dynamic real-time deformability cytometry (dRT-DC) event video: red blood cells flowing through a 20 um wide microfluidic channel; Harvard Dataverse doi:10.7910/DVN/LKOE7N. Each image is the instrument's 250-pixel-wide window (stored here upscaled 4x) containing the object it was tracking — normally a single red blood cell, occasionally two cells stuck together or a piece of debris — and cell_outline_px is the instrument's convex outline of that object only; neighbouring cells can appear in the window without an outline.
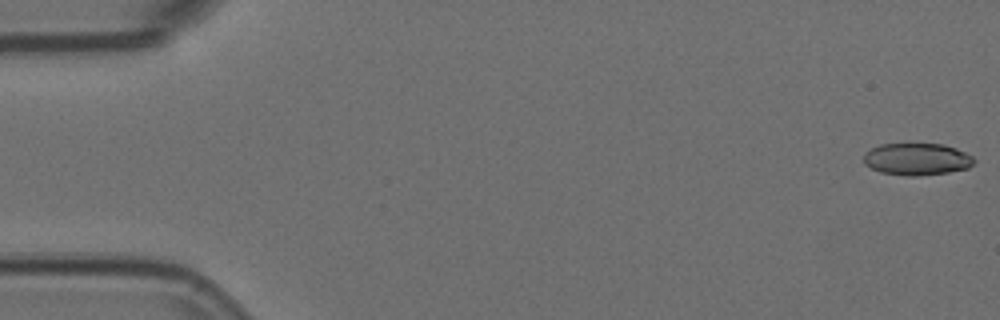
{"species": "Egyptian fruit bat (a non-hibernating species)", "species_latin": "Rousettus aegyptiacus", "temperature_condition": "room temperature", "stored_images_in_passage": 11, "camera_frame_rate_fps": 3000, "um_per_image_px": 0.085, "animal": {"sex": "female"}, "frame": {"image": 1, "passage_image": 1, "time_ms": 0.0, "image_size_px": [1000, 320], "cell_outline_px": [[976, 160], [968, 168], [948, 172], [916, 176], [908, 176], [880, 172], [864, 164], [864, 152], [880, 144], [944, 144], [956, 148], [972, 156]], "centroid_in_image_um": [77.93, 13.52], "position_along_channel_um": 7.1, "area_um2": 20.58}}